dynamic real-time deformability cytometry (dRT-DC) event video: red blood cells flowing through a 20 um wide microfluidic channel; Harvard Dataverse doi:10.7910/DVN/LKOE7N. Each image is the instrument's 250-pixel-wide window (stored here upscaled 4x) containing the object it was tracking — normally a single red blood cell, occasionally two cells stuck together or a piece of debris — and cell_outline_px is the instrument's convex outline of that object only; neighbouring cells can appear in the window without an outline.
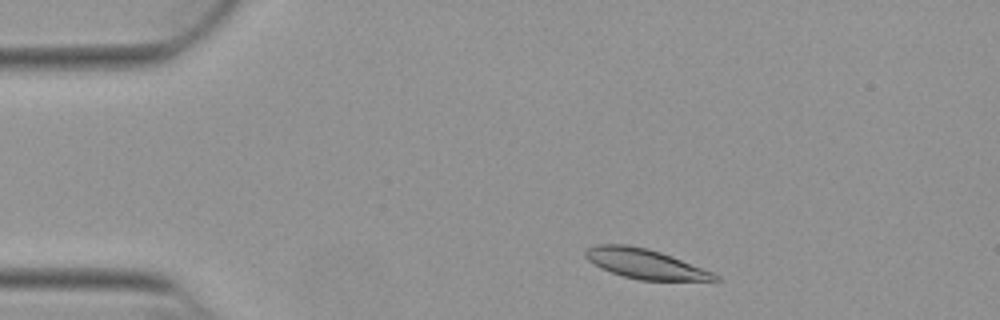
{"species": "Egyptian fruit bat (a non-hibernating species)", "species_latin": "Rousettus aegyptiacus", "temperature_condition": "warm", "stored_images_in_passage": 48, "camera_frame_rate_fps": 3000, "um_per_image_px": 0.085, "animal": {"sex": "female"}, "frame": {"image": 1, "passage_image": 4, "time_ms": 1.0, "image_size_px": [1000, 320], "cell_outline_px": [[720, 280], [640, 280], [624, 276], [600, 268], [588, 260], [584, 256], [584, 252], [588, 248], [596, 244], [628, 244], [648, 248], [672, 256], [712, 272], [720, 276]], "centroid_in_image_um": [54.8, 22.41], "position_along_channel_um": 30.2, "area_um2": 22.25}}
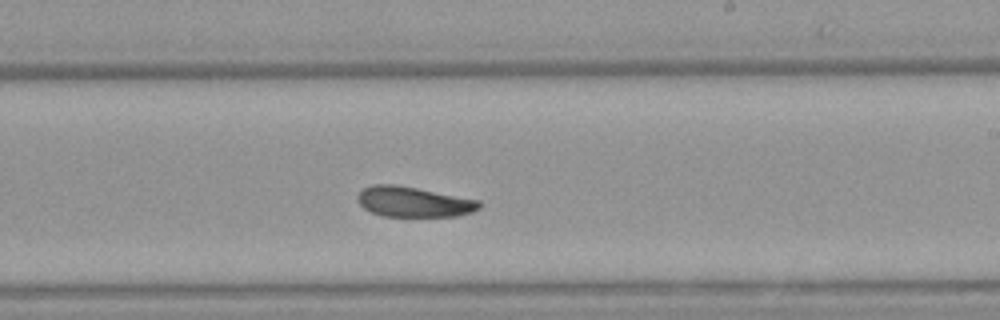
{"frame": {"image": 2, "passage_image": 26, "time_ms": 8.333, "image_size_px": [1000, 320], "cell_outline_px": [[484, 204], [480, 208], [472, 212], [456, 216], [380, 216], [364, 208], [356, 200], [356, 196], [364, 188], [372, 184], [396, 184], [480, 200]], "centroid_in_image_um": [35.16, 17.15], "position_along_channel_um": 253.8, "area_um2": 21.62}}
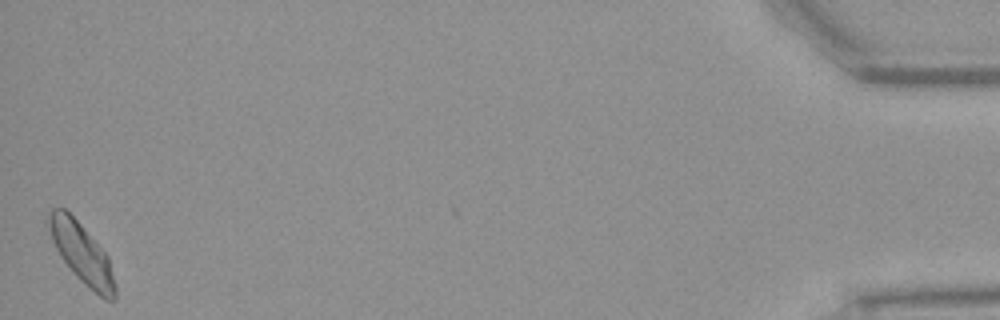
{"frame": {"image": 3, "passage_image": 47, "time_ms": 15.333, "image_size_px": [1000, 320], "cell_outline_px": [[116, 300], [104, 300], [84, 284], [72, 272], [60, 256], [52, 240], [44, 220], [48, 212], [52, 208], [64, 208], [80, 224], [108, 256], [116, 288]], "centroid_in_image_um": [6.91, 21.52], "position_along_channel_um": 428.3, "area_um2": 23.24}, "authors_computed_cell_mechanics": {"area_um2": 22.3397, "velocity_mm_per_s": 3.843, "shape_relaxation_time_tau1_ms": 3.5464, "shape_relaxation_time_tau2_ms": null, "deformation_change_tau1": 0.1178, "deformation_change_tau2": null}}